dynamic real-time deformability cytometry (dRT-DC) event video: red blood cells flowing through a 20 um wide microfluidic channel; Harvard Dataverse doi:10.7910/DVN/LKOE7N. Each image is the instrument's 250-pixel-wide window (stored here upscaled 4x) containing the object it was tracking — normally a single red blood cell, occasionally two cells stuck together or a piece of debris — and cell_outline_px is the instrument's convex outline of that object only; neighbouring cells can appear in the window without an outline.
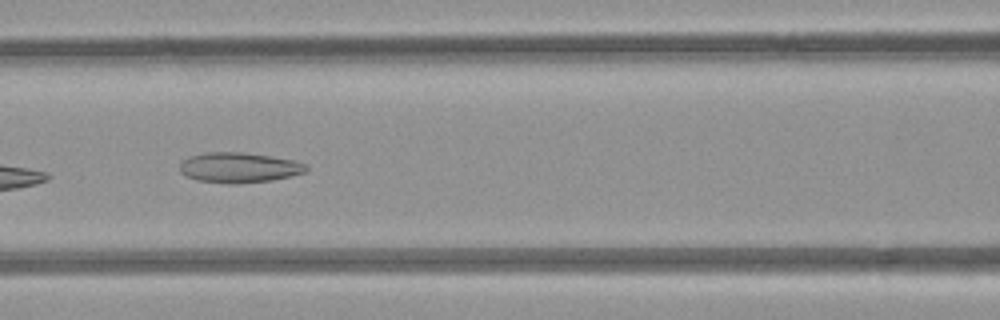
{"species": "common noctule bat (a hibernating species)", "species_latin": "Nyctalus noctula", "temperature_condition": "room temperature", "stored_images_in_passage": 6, "camera_frame_rate_fps": 3000, "um_per_image_px": 0.085, "animal": {"sex": "female", "body_mass_g": 21.9}, "frame": {"image": 1, "passage_image": 6, "time_ms": 5.667, "image_size_px": [1000, 320], "cell_outline_px": [[308, 168], [304, 172], [292, 176], [272, 180], [240, 184], [228, 184], [196, 180], [184, 176], [180, 172], [180, 164], [188, 156], [208, 152], [240, 152], [296, 160], [308, 164]], "centroid_in_image_um": [20.31, 14.25], "position_along_channel_um": 146.3, "area_um2": 22.48}}